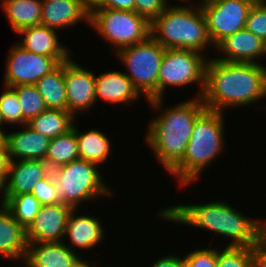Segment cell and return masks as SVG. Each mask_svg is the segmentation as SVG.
I'll return each mask as SVG.
<instances>
[{"instance_id":"cell-5","label":"cell","mask_w":266,"mask_h":267,"mask_svg":"<svg viewBox=\"0 0 266 267\" xmlns=\"http://www.w3.org/2000/svg\"><path fill=\"white\" fill-rule=\"evenodd\" d=\"M197 4L196 8L169 5L151 21L150 36L165 49H188L203 54L207 45L213 46V43L205 14Z\"/></svg>"},{"instance_id":"cell-19","label":"cell","mask_w":266,"mask_h":267,"mask_svg":"<svg viewBox=\"0 0 266 267\" xmlns=\"http://www.w3.org/2000/svg\"><path fill=\"white\" fill-rule=\"evenodd\" d=\"M76 209L70 213L67 220L65 235L69 238L67 245L72 251L76 248L88 250L95 248L105 236V229L102 227L99 218L86 215H77ZM77 215V216H76ZM75 248V249H74ZM74 249V250H73Z\"/></svg>"},{"instance_id":"cell-2","label":"cell","mask_w":266,"mask_h":267,"mask_svg":"<svg viewBox=\"0 0 266 267\" xmlns=\"http://www.w3.org/2000/svg\"><path fill=\"white\" fill-rule=\"evenodd\" d=\"M162 219L192 225L225 237L233 247H252L264 236L263 220L250 219L228 204L214 201L205 204L171 205L159 211Z\"/></svg>"},{"instance_id":"cell-22","label":"cell","mask_w":266,"mask_h":267,"mask_svg":"<svg viewBox=\"0 0 266 267\" xmlns=\"http://www.w3.org/2000/svg\"><path fill=\"white\" fill-rule=\"evenodd\" d=\"M56 31L43 25L25 27L17 32L24 35L23 41L18 44L32 53L53 58H70V50L59 43Z\"/></svg>"},{"instance_id":"cell-28","label":"cell","mask_w":266,"mask_h":267,"mask_svg":"<svg viewBox=\"0 0 266 267\" xmlns=\"http://www.w3.org/2000/svg\"><path fill=\"white\" fill-rule=\"evenodd\" d=\"M13 217L27 229L39 213L41 204L31 193L11 196L5 203Z\"/></svg>"},{"instance_id":"cell-40","label":"cell","mask_w":266,"mask_h":267,"mask_svg":"<svg viewBox=\"0 0 266 267\" xmlns=\"http://www.w3.org/2000/svg\"><path fill=\"white\" fill-rule=\"evenodd\" d=\"M183 267H198V249L183 256Z\"/></svg>"},{"instance_id":"cell-47","label":"cell","mask_w":266,"mask_h":267,"mask_svg":"<svg viewBox=\"0 0 266 267\" xmlns=\"http://www.w3.org/2000/svg\"><path fill=\"white\" fill-rule=\"evenodd\" d=\"M263 225L266 228V219L263 221Z\"/></svg>"},{"instance_id":"cell-48","label":"cell","mask_w":266,"mask_h":267,"mask_svg":"<svg viewBox=\"0 0 266 267\" xmlns=\"http://www.w3.org/2000/svg\"><path fill=\"white\" fill-rule=\"evenodd\" d=\"M264 236L266 237V228H264Z\"/></svg>"},{"instance_id":"cell-29","label":"cell","mask_w":266,"mask_h":267,"mask_svg":"<svg viewBox=\"0 0 266 267\" xmlns=\"http://www.w3.org/2000/svg\"><path fill=\"white\" fill-rule=\"evenodd\" d=\"M12 88L16 91L23 118L27 122L47 109L44 99L35 85H19Z\"/></svg>"},{"instance_id":"cell-9","label":"cell","mask_w":266,"mask_h":267,"mask_svg":"<svg viewBox=\"0 0 266 267\" xmlns=\"http://www.w3.org/2000/svg\"><path fill=\"white\" fill-rule=\"evenodd\" d=\"M89 25L110 42L116 52L150 37L151 22L135 11L97 8L90 14Z\"/></svg>"},{"instance_id":"cell-13","label":"cell","mask_w":266,"mask_h":267,"mask_svg":"<svg viewBox=\"0 0 266 267\" xmlns=\"http://www.w3.org/2000/svg\"><path fill=\"white\" fill-rule=\"evenodd\" d=\"M72 211L73 208L64 203L42 205L35 220L26 229L27 242H64L67 220Z\"/></svg>"},{"instance_id":"cell-14","label":"cell","mask_w":266,"mask_h":267,"mask_svg":"<svg viewBox=\"0 0 266 267\" xmlns=\"http://www.w3.org/2000/svg\"><path fill=\"white\" fill-rule=\"evenodd\" d=\"M50 173L43 160L10 161L6 179L5 203L11 197L32 193L34 185Z\"/></svg>"},{"instance_id":"cell-33","label":"cell","mask_w":266,"mask_h":267,"mask_svg":"<svg viewBox=\"0 0 266 267\" xmlns=\"http://www.w3.org/2000/svg\"><path fill=\"white\" fill-rule=\"evenodd\" d=\"M245 29L262 40L266 38V3H254L249 11Z\"/></svg>"},{"instance_id":"cell-1","label":"cell","mask_w":266,"mask_h":267,"mask_svg":"<svg viewBox=\"0 0 266 267\" xmlns=\"http://www.w3.org/2000/svg\"><path fill=\"white\" fill-rule=\"evenodd\" d=\"M209 60V61H208ZM204 90L206 109L225 112L266 98V67L260 63L226 62L208 58Z\"/></svg>"},{"instance_id":"cell-41","label":"cell","mask_w":266,"mask_h":267,"mask_svg":"<svg viewBox=\"0 0 266 267\" xmlns=\"http://www.w3.org/2000/svg\"><path fill=\"white\" fill-rule=\"evenodd\" d=\"M83 8L91 14L95 9L102 5L103 0H79Z\"/></svg>"},{"instance_id":"cell-17","label":"cell","mask_w":266,"mask_h":267,"mask_svg":"<svg viewBox=\"0 0 266 267\" xmlns=\"http://www.w3.org/2000/svg\"><path fill=\"white\" fill-rule=\"evenodd\" d=\"M22 128V131L5 133L4 140L7 144L9 160L45 161L51 139L34 131L27 124L23 125Z\"/></svg>"},{"instance_id":"cell-32","label":"cell","mask_w":266,"mask_h":267,"mask_svg":"<svg viewBox=\"0 0 266 267\" xmlns=\"http://www.w3.org/2000/svg\"><path fill=\"white\" fill-rule=\"evenodd\" d=\"M31 194L38 199L41 205H55L62 203L61 198L56 192L55 181L51 172L34 185Z\"/></svg>"},{"instance_id":"cell-34","label":"cell","mask_w":266,"mask_h":267,"mask_svg":"<svg viewBox=\"0 0 266 267\" xmlns=\"http://www.w3.org/2000/svg\"><path fill=\"white\" fill-rule=\"evenodd\" d=\"M169 6V0H135L134 11L150 22Z\"/></svg>"},{"instance_id":"cell-37","label":"cell","mask_w":266,"mask_h":267,"mask_svg":"<svg viewBox=\"0 0 266 267\" xmlns=\"http://www.w3.org/2000/svg\"><path fill=\"white\" fill-rule=\"evenodd\" d=\"M135 0H103L99 8L134 11Z\"/></svg>"},{"instance_id":"cell-36","label":"cell","mask_w":266,"mask_h":267,"mask_svg":"<svg viewBox=\"0 0 266 267\" xmlns=\"http://www.w3.org/2000/svg\"><path fill=\"white\" fill-rule=\"evenodd\" d=\"M198 267H217V249H198Z\"/></svg>"},{"instance_id":"cell-42","label":"cell","mask_w":266,"mask_h":267,"mask_svg":"<svg viewBox=\"0 0 266 267\" xmlns=\"http://www.w3.org/2000/svg\"><path fill=\"white\" fill-rule=\"evenodd\" d=\"M6 179H7V171L0 170V191L3 192L2 196H0L2 197L1 199L2 205H5Z\"/></svg>"},{"instance_id":"cell-12","label":"cell","mask_w":266,"mask_h":267,"mask_svg":"<svg viewBox=\"0 0 266 267\" xmlns=\"http://www.w3.org/2000/svg\"><path fill=\"white\" fill-rule=\"evenodd\" d=\"M64 82L67 110L76 117L78 112L90 110L96 102L95 74L72 58L64 62Z\"/></svg>"},{"instance_id":"cell-20","label":"cell","mask_w":266,"mask_h":267,"mask_svg":"<svg viewBox=\"0 0 266 267\" xmlns=\"http://www.w3.org/2000/svg\"><path fill=\"white\" fill-rule=\"evenodd\" d=\"M90 14L79 0H42L40 25L52 29L69 28L85 21L89 23Z\"/></svg>"},{"instance_id":"cell-45","label":"cell","mask_w":266,"mask_h":267,"mask_svg":"<svg viewBox=\"0 0 266 267\" xmlns=\"http://www.w3.org/2000/svg\"><path fill=\"white\" fill-rule=\"evenodd\" d=\"M264 43V57L266 56V38L263 40Z\"/></svg>"},{"instance_id":"cell-35","label":"cell","mask_w":266,"mask_h":267,"mask_svg":"<svg viewBox=\"0 0 266 267\" xmlns=\"http://www.w3.org/2000/svg\"><path fill=\"white\" fill-rule=\"evenodd\" d=\"M253 267H266V237L252 246Z\"/></svg>"},{"instance_id":"cell-25","label":"cell","mask_w":266,"mask_h":267,"mask_svg":"<svg viewBox=\"0 0 266 267\" xmlns=\"http://www.w3.org/2000/svg\"><path fill=\"white\" fill-rule=\"evenodd\" d=\"M76 138L79 158L95 164L107 161L111 151V143L104 133L90 129L86 133L79 132L76 127Z\"/></svg>"},{"instance_id":"cell-8","label":"cell","mask_w":266,"mask_h":267,"mask_svg":"<svg viewBox=\"0 0 266 267\" xmlns=\"http://www.w3.org/2000/svg\"><path fill=\"white\" fill-rule=\"evenodd\" d=\"M165 50L150 36L146 41L115 52L128 71L124 74L146 101L158 99V75Z\"/></svg>"},{"instance_id":"cell-30","label":"cell","mask_w":266,"mask_h":267,"mask_svg":"<svg viewBox=\"0 0 266 267\" xmlns=\"http://www.w3.org/2000/svg\"><path fill=\"white\" fill-rule=\"evenodd\" d=\"M4 92L0 95V117L3 123L18 124L20 127L28 122L23 118L16 91L4 85Z\"/></svg>"},{"instance_id":"cell-38","label":"cell","mask_w":266,"mask_h":267,"mask_svg":"<svg viewBox=\"0 0 266 267\" xmlns=\"http://www.w3.org/2000/svg\"><path fill=\"white\" fill-rule=\"evenodd\" d=\"M151 267H183V258L175 254H168L157 259Z\"/></svg>"},{"instance_id":"cell-10","label":"cell","mask_w":266,"mask_h":267,"mask_svg":"<svg viewBox=\"0 0 266 267\" xmlns=\"http://www.w3.org/2000/svg\"><path fill=\"white\" fill-rule=\"evenodd\" d=\"M255 0H209L200 2L205 14L209 37L215 48L226 37L245 29Z\"/></svg>"},{"instance_id":"cell-4","label":"cell","mask_w":266,"mask_h":267,"mask_svg":"<svg viewBox=\"0 0 266 267\" xmlns=\"http://www.w3.org/2000/svg\"><path fill=\"white\" fill-rule=\"evenodd\" d=\"M223 118L224 112L206 108L196 118L183 158L169 171L177 178L179 187L194 183L222 152L225 146Z\"/></svg>"},{"instance_id":"cell-21","label":"cell","mask_w":266,"mask_h":267,"mask_svg":"<svg viewBox=\"0 0 266 267\" xmlns=\"http://www.w3.org/2000/svg\"><path fill=\"white\" fill-rule=\"evenodd\" d=\"M26 229L0 204V256L23 261L27 252Z\"/></svg>"},{"instance_id":"cell-6","label":"cell","mask_w":266,"mask_h":267,"mask_svg":"<svg viewBox=\"0 0 266 267\" xmlns=\"http://www.w3.org/2000/svg\"><path fill=\"white\" fill-rule=\"evenodd\" d=\"M98 167L95 163L79 158L50 170L62 203L77 210L81 203L112 195L111 188L102 181Z\"/></svg>"},{"instance_id":"cell-43","label":"cell","mask_w":266,"mask_h":267,"mask_svg":"<svg viewBox=\"0 0 266 267\" xmlns=\"http://www.w3.org/2000/svg\"><path fill=\"white\" fill-rule=\"evenodd\" d=\"M74 267H93L90 263L86 261H84L83 259L77 263Z\"/></svg>"},{"instance_id":"cell-39","label":"cell","mask_w":266,"mask_h":267,"mask_svg":"<svg viewBox=\"0 0 266 267\" xmlns=\"http://www.w3.org/2000/svg\"><path fill=\"white\" fill-rule=\"evenodd\" d=\"M8 148L4 138L0 141V170L8 171L9 167Z\"/></svg>"},{"instance_id":"cell-24","label":"cell","mask_w":266,"mask_h":267,"mask_svg":"<svg viewBox=\"0 0 266 267\" xmlns=\"http://www.w3.org/2000/svg\"><path fill=\"white\" fill-rule=\"evenodd\" d=\"M74 117L68 110L46 109L27 125L36 132L53 139L73 129Z\"/></svg>"},{"instance_id":"cell-11","label":"cell","mask_w":266,"mask_h":267,"mask_svg":"<svg viewBox=\"0 0 266 267\" xmlns=\"http://www.w3.org/2000/svg\"><path fill=\"white\" fill-rule=\"evenodd\" d=\"M5 63L4 85H35L44 75L51 73L70 58H53L32 53L19 44L12 46Z\"/></svg>"},{"instance_id":"cell-7","label":"cell","mask_w":266,"mask_h":267,"mask_svg":"<svg viewBox=\"0 0 266 267\" xmlns=\"http://www.w3.org/2000/svg\"><path fill=\"white\" fill-rule=\"evenodd\" d=\"M200 52L188 49H166L161 60L158 75V99L149 102L154 109L164 105V93L168 86H185L199 83L200 90L195 97H201L204 90L206 60ZM163 102V103H162Z\"/></svg>"},{"instance_id":"cell-3","label":"cell","mask_w":266,"mask_h":267,"mask_svg":"<svg viewBox=\"0 0 266 267\" xmlns=\"http://www.w3.org/2000/svg\"><path fill=\"white\" fill-rule=\"evenodd\" d=\"M205 109L201 97L180 102L149 121L146 142L156 160L169 172L184 156L193 126Z\"/></svg>"},{"instance_id":"cell-26","label":"cell","mask_w":266,"mask_h":267,"mask_svg":"<svg viewBox=\"0 0 266 267\" xmlns=\"http://www.w3.org/2000/svg\"><path fill=\"white\" fill-rule=\"evenodd\" d=\"M35 86L44 99L47 109L67 110L64 82V62L51 73L39 79Z\"/></svg>"},{"instance_id":"cell-16","label":"cell","mask_w":266,"mask_h":267,"mask_svg":"<svg viewBox=\"0 0 266 267\" xmlns=\"http://www.w3.org/2000/svg\"><path fill=\"white\" fill-rule=\"evenodd\" d=\"M81 260L66 243L28 242L23 263L26 267H74Z\"/></svg>"},{"instance_id":"cell-46","label":"cell","mask_w":266,"mask_h":267,"mask_svg":"<svg viewBox=\"0 0 266 267\" xmlns=\"http://www.w3.org/2000/svg\"><path fill=\"white\" fill-rule=\"evenodd\" d=\"M258 3H266V0H255Z\"/></svg>"},{"instance_id":"cell-31","label":"cell","mask_w":266,"mask_h":267,"mask_svg":"<svg viewBox=\"0 0 266 267\" xmlns=\"http://www.w3.org/2000/svg\"><path fill=\"white\" fill-rule=\"evenodd\" d=\"M217 267H253L252 247L217 249Z\"/></svg>"},{"instance_id":"cell-23","label":"cell","mask_w":266,"mask_h":267,"mask_svg":"<svg viewBox=\"0 0 266 267\" xmlns=\"http://www.w3.org/2000/svg\"><path fill=\"white\" fill-rule=\"evenodd\" d=\"M1 3L7 21L15 33L25 27L40 25L42 0H2Z\"/></svg>"},{"instance_id":"cell-18","label":"cell","mask_w":266,"mask_h":267,"mask_svg":"<svg viewBox=\"0 0 266 267\" xmlns=\"http://www.w3.org/2000/svg\"><path fill=\"white\" fill-rule=\"evenodd\" d=\"M95 91L96 102L100 98L115 105L123 103L131 106V102L142 96L124 72L115 70L95 75Z\"/></svg>"},{"instance_id":"cell-15","label":"cell","mask_w":266,"mask_h":267,"mask_svg":"<svg viewBox=\"0 0 266 267\" xmlns=\"http://www.w3.org/2000/svg\"><path fill=\"white\" fill-rule=\"evenodd\" d=\"M215 49L222 53L216 59L226 62L259 63L264 56L263 40L247 29H242L222 40ZM257 59V60H256Z\"/></svg>"},{"instance_id":"cell-44","label":"cell","mask_w":266,"mask_h":267,"mask_svg":"<svg viewBox=\"0 0 266 267\" xmlns=\"http://www.w3.org/2000/svg\"><path fill=\"white\" fill-rule=\"evenodd\" d=\"M2 124H3V122H2L1 117H0V136L2 138H4L5 137V134H4V131L2 130Z\"/></svg>"},{"instance_id":"cell-27","label":"cell","mask_w":266,"mask_h":267,"mask_svg":"<svg viewBox=\"0 0 266 267\" xmlns=\"http://www.w3.org/2000/svg\"><path fill=\"white\" fill-rule=\"evenodd\" d=\"M77 159H79V153L74 124L69 132L50 140L44 162L50 170H53Z\"/></svg>"}]
</instances>
